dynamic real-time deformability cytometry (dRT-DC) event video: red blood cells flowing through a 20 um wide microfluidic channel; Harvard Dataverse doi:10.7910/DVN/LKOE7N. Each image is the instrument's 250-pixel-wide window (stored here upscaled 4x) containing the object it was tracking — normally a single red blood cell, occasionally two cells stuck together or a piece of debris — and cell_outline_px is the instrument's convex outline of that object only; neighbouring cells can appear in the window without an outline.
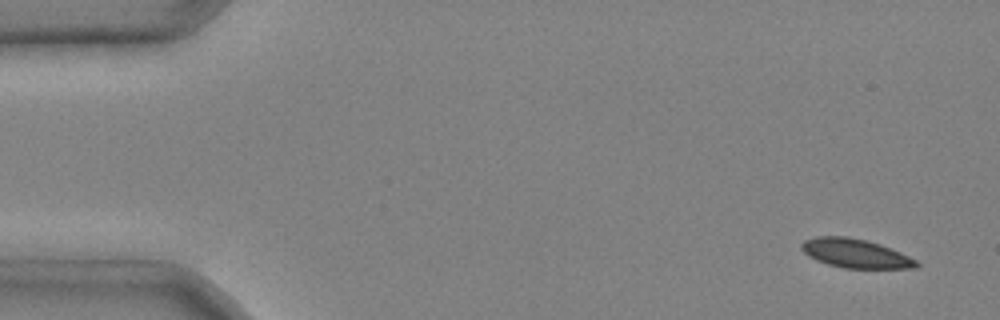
{"species": "common noctule bat (a hibernating species)", "species_latin": "Nyctalus noctula", "temperature_condition": "cold", "stored_images_in_passage": 4, "camera_frame_rate_fps": 3000, "um_per_image_px": 0.085, "animal": {"sex": "male", "body_mass_g": 20.4}, "frame": {"image": 1, "passage_image": 1, "time_ms": 0.0, "image_size_px": [1000, 320], "cell_outline_px": [[920, 264], [916, 268], [844, 268], [828, 264], [816, 260], [808, 256], [800, 248], [800, 244], [804, 240], [816, 236], [848, 236], [868, 240], [880, 244], [900, 252], [916, 260]], "centroid_in_image_um": [72.68, 21.52], "position_along_channel_um": 12.3, "area_um2": 19.48}}
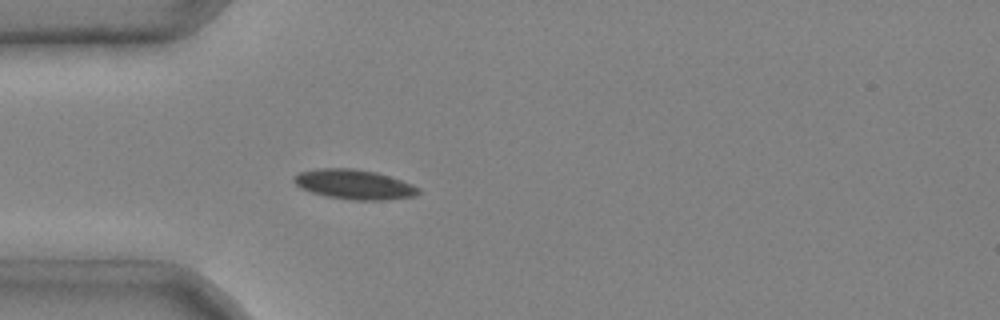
{"frame": {"image": 2, "passage_image": 4, "time_ms": 1.0, "image_size_px": [1000, 320], "cell_outline_px": [[420, 192], [416, 196], [388, 200], [352, 200], [324, 196], [300, 188], [292, 180], [292, 176], [300, 172], [316, 168], [352, 168], [376, 172], [412, 184], [420, 188]], "centroid_in_image_um": [30.08, 15.68], "position_along_channel_um": 54.9, "area_um2": 21.73}}